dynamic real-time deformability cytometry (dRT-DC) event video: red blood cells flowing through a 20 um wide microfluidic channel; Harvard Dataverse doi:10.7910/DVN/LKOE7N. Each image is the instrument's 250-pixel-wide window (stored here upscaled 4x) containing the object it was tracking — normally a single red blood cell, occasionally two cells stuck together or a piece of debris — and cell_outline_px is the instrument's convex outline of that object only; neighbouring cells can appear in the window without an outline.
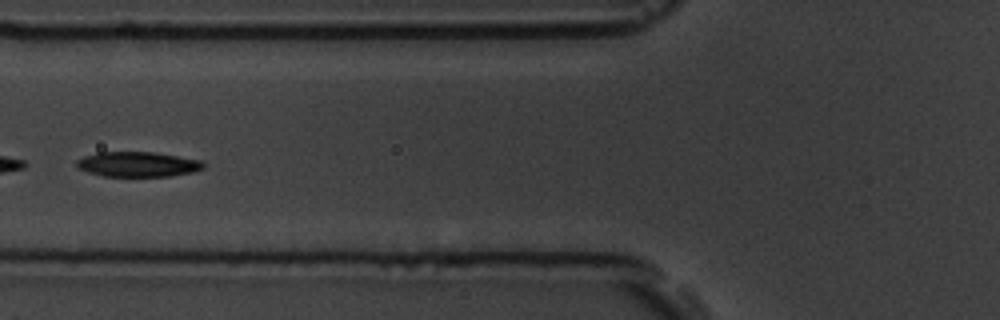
{"species": "common noctule bat (a hibernating species)", "species_latin": "Nyctalus noctula", "temperature_condition": "room temperature", "stored_images_in_passage": 10, "camera_frame_rate_fps": 3000, "um_per_image_px": 0.085, "animal": {"sex": "male", "body_mass_g": 19.5, "forearm_length_mm": 54.6}, "frame": {"image": 1, "passage_image": 5, "time_ms": 5.333, "image_size_px": [1000, 320], "cell_outline_px": [[204, 168], [192, 172], [172, 176], [104, 176], [88, 172], [76, 168], [76, 160], [84, 156], [96, 152], [152, 152], [200, 160], [204, 164]], "centroid_in_image_um": [11.66, 13.96], "position_along_channel_um": 114.1, "area_um2": 18.44}}
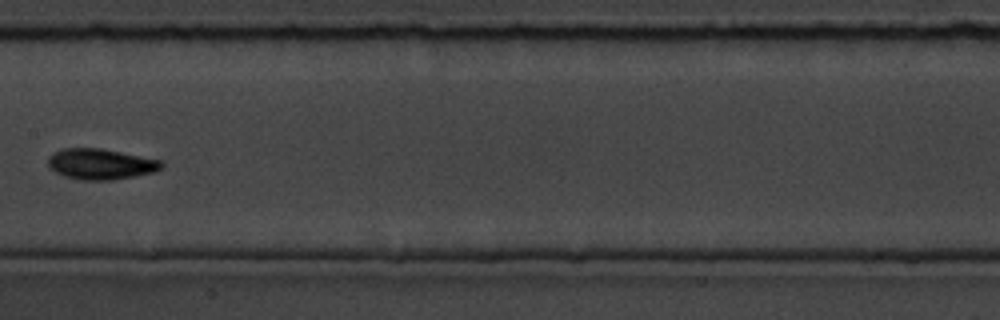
{"frame": {"image": 2, "passage_image": 7, "time_ms": 7.667, "image_size_px": [1000, 320], "cell_outline_px": [[164, 164], [156, 172], [112, 180], [80, 180], [64, 176], [48, 168], [48, 156], [52, 152], [64, 148], [100, 148], [160, 160]], "centroid_in_image_um": [8.51, 13.95], "position_along_channel_um": 198.9, "area_um2": 20.35}}
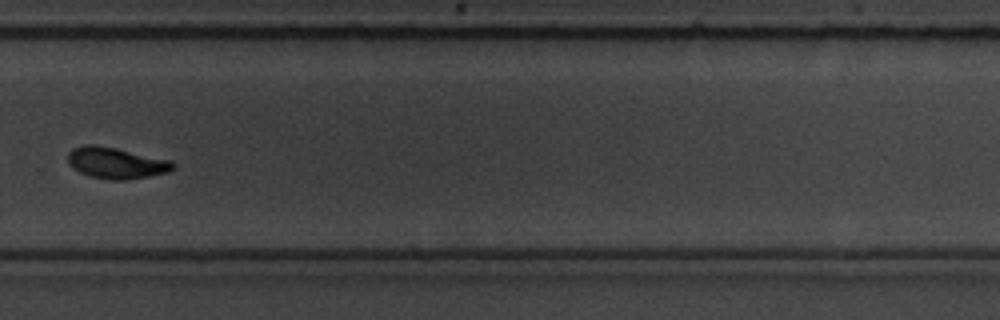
{"frame": {"image": 3, "passage_image": 10, "time_ms": 11.0, "image_size_px": [1000, 320], "cell_outline_px": [[176, 168], [168, 172], [148, 176], [124, 180], [108, 180], [88, 176], [72, 168], [68, 164], [68, 152], [72, 148], [84, 144], [96, 144], [116, 148], [172, 160], [176, 164]], "centroid_in_image_um": [9.86, 13.84], "position_along_channel_um": 319.9, "area_um2": 19.48}}